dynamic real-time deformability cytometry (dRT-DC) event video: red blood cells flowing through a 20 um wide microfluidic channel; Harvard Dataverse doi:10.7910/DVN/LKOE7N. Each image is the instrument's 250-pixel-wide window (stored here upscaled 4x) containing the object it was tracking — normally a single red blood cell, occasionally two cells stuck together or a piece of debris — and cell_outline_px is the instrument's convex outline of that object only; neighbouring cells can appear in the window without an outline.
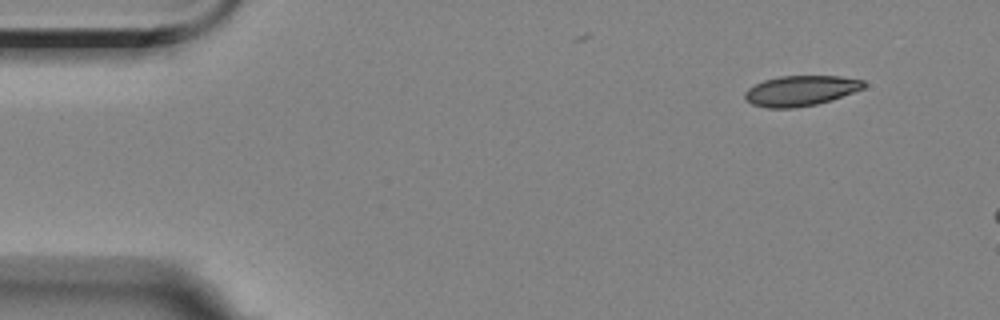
{"species": "Egyptian fruit bat (a non-hibernating species)", "species_latin": "Rousettus aegyptiacus", "temperature_condition": "room temperature", "stored_images_in_passage": 4, "camera_frame_rate_fps": 3000, "um_per_image_px": 0.085, "animal": {"sex": "female"}, "frame": {"image": 1, "passage_image": 1, "time_ms": 0.0, "image_size_px": [1000, 320], "cell_outline_px": [[864, 88], [832, 100], [816, 104], [796, 108], [768, 108], [752, 104], [744, 100], [744, 92], [748, 88], [764, 80], [780, 76], [840, 76], [864, 80]], "centroid_in_image_um": [68.03, 7.72], "position_along_channel_um": 17.0, "area_um2": 21.04}}
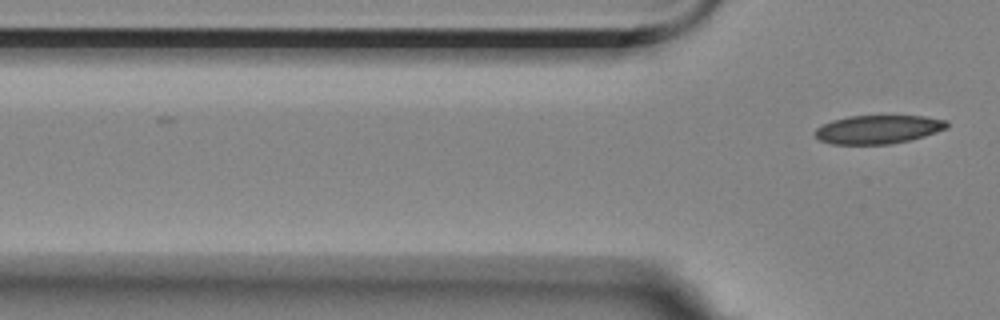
{"frame": {"image": 2, "passage_image": 4, "time_ms": 3.333, "image_size_px": [1000, 320], "cell_outline_px": [[948, 128], [924, 136], [908, 140], [888, 144], [832, 144], [820, 140], [812, 132], [816, 128], [832, 120], [848, 116], [924, 116], [948, 120]], "centroid_in_image_um": [74.63, 10.99], "position_along_channel_um": 51.2, "area_um2": 21.91}}